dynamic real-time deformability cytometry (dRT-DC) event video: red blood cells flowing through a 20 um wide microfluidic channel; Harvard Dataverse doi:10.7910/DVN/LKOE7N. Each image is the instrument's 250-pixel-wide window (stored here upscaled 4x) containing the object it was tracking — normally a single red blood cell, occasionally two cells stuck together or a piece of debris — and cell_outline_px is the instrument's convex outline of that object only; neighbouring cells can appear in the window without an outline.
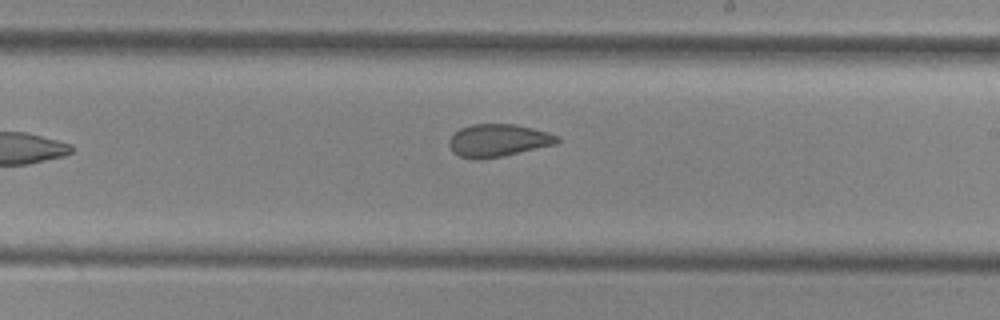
{"species": "common noctule bat (a hibernating species)", "species_latin": "Nyctalus noctula", "temperature_condition": "cold", "stored_images_in_passage": 9, "camera_frame_rate_fps": 3000, "um_per_image_px": 0.085, "animal": {"sex": "female", "body_mass_g": 29.2, "forearm_length_mm": 56.3}, "frame": {"image": 1, "passage_image": 9, "time_ms": 10.0, "image_size_px": [1000, 320], "cell_outline_px": [[560, 140], [556, 144], [500, 156], [460, 156], [452, 152], [448, 144], [448, 140], [460, 128], [472, 124], [512, 124], [532, 128], [548, 132], [560, 136]], "centroid_in_image_um": [42.37, 11.89], "position_along_channel_um": 246.6, "area_um2": 19.83}}